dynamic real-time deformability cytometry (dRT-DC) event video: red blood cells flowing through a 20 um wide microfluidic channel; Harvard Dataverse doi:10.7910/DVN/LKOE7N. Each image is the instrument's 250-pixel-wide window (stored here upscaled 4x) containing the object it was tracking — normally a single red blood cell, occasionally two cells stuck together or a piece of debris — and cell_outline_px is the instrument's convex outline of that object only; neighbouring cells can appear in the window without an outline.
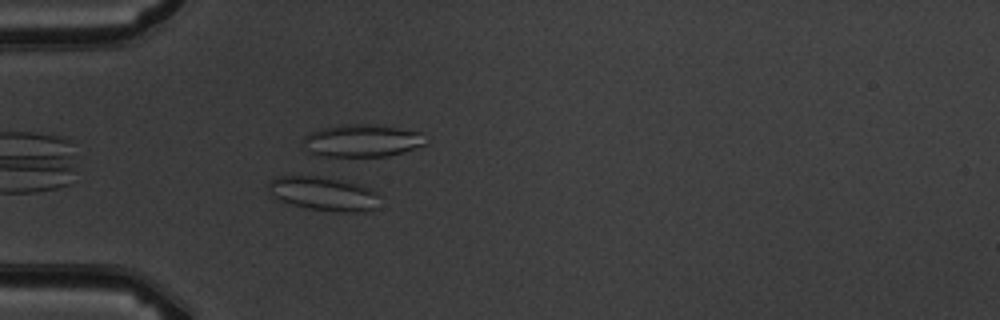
{"species": "common noctule bat (a hibernating species)", "species_latin": "Nyctalus noctula", "temperature_condition": "warm", "stored_images_in_passage": 4, "camera_frame_rate_fps": 3000, "um_per_image_px": 0.085, "animal": {"sex": "male", "body_mass_g": 19.5, "forearm_length_mm": 54.6}, "frame": {"image": 1, "passage_image": 4, "time_ms": 3.333, "image_size_px": [1000, 320], "cell_outline_px": [[380, 208], [364, 212], [340, 212], [308, 208], [292, 204], [280, 200], [272, 196], [268, 192], [268, 184], [276, 176], [320, 176], [344, 180], [360, 184], [372, 188], [376, 192]], "centroid_in_image_um": [27.55, 16.46], "position_along_channel_um": 57.5, "area_um2": 22.31}}